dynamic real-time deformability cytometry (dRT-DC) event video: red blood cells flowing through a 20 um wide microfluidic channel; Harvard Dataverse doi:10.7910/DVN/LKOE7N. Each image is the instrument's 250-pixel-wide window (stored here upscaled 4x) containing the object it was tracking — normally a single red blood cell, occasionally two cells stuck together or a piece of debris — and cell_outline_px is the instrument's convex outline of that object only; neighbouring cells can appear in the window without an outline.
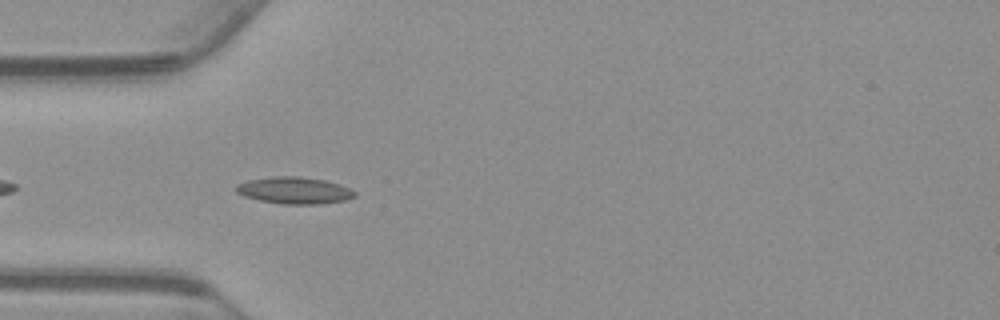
{"species": "common noctule bat (a hibernating species)", "species_latin": "Nyctalus noctula", "temperature_condition": "warm", "stored_images_in_passage": 37, "camera_frame_rate_fps": 3000, "um_per_image_px": 0.085, "animal": {"sex": "male", "body_mass_g": 23.1, "forearm_length_mm": 52.7}, "frame": {"image": 1, "passage_image": 5, "time_ms": 1.333, "image_size_px": [1000, 320], "cell_outline_px": [[356, 196], [344, 200], [320, 204], [284, 204], [260, 200], [244, 196], [236, 192], [236, 184], [248, 180], [272, 176], [300, 176], [324, 180], [340, 184], [352, 188], [356, 192]], "centroid_in_image_um": [25.04, 16.17], "position_along_channel_um": 60.0, "area_um2": 18.61}}
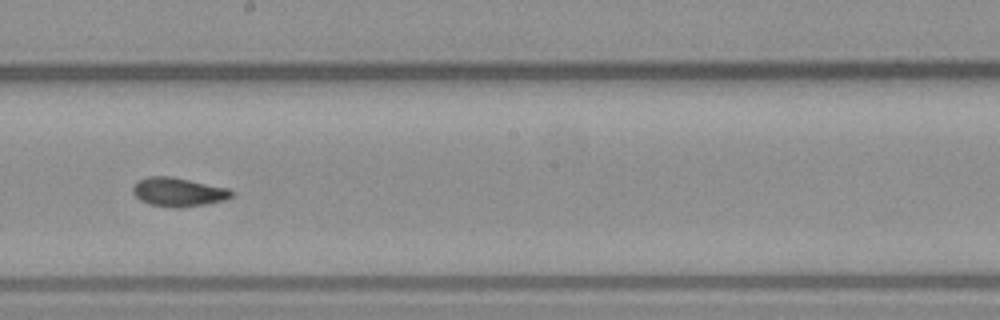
{"frame": {"image": 2, "passage_image": 19, "time_ms": 6.0, "image_size_px": [1000, 320], "cell_outline_px": [[236, 192], [232, 196], [224, 200], [208, 204], [176, 208], [172, 208], [148, 204], [140, 200], [132, 192], [132, 188], [140, 180], [148, 176], [172, 176], [228, 188]], "centroid_in_image_um": [15.18, 16.33], "position_along_channel_um": 233.0, "area_um2": 16.7}}
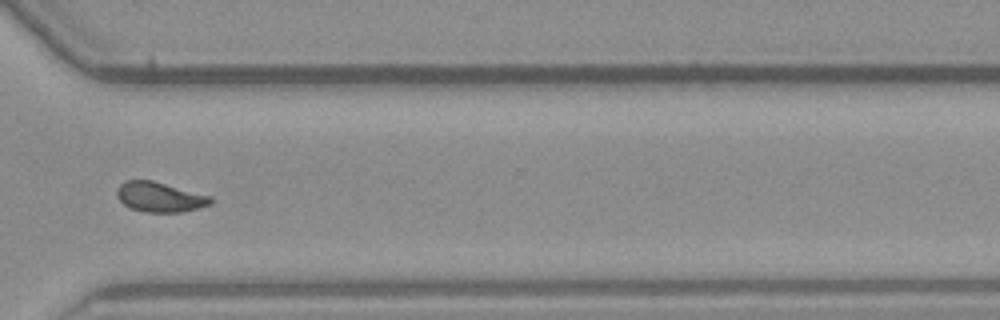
{"frame": {"image": 3, "passage_image": 29, "time_ms": 9.333, "image_size_px": [1000, 320], "cell_outline_px": [[212, 204], [180, 212], [144, 212], [132, 208], [124, 204], [116, 196], [116, 188], [124, 180], [152, 180], [212, 196]], "centroid_in_image_um": [13.56, 16.73], "position_along_channel_um": 357.0, "area_um2": 16.36}, "authors_computed_cell_mechanics": {"area_um2": 16.2996, "velocity_mm_per_s": 3.728, "shape_relaxation_time_tau1_ms": 6.1717, "shape_relaxation_time_tau2_ms": 2.1219, "deformation_change_tau1": 0.1639, "deformation_change_tau2": 0.0738}}